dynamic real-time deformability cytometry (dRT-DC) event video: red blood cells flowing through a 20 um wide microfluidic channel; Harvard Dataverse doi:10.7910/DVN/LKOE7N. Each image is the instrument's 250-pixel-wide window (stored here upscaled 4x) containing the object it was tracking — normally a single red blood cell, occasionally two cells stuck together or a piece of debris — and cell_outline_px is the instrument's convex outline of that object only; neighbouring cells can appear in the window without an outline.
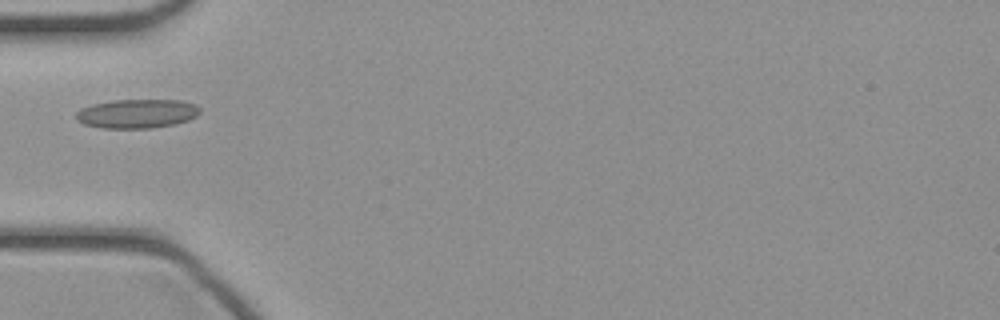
{"species": "common noctule bat (a hibernating species)", "species_latin": "Nyctalus noctula", "temperature_condition": "cold", "stored_images_in_passage": 32, "camera_frame_rate_fps": 3000, "um_per_image_px": 0.085, "animal": {"sex": "female", "body_mass_g": 21.9}, "frame": {"image": 1, "passage_image": 1, "time_ms": 0.0, "image_size_px": [1000, 320], "cell_outline_px": [[200, 112], [196, 116], [188, 120], [176, 124], [152, 128], [100, 128], [84, 124], [76, 120], [76, 112], [80, 108], [92, 104], [112, 100], [180, 100], [196, 104], [200, 108]], "centroid_in_image_um": [11.63, 9.66], "position_along_channel_um": 73.4, "area_um2": 21.15}}
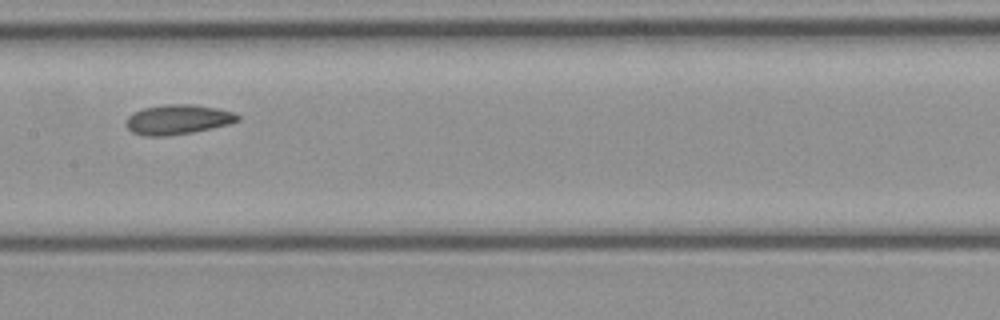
{"frame": {"image": 2, "passage_image": 9, "time_ms": 2.667, "image_size_px": [1000, 320], "cell_outline_px": [[240, 120], [228, 124], [212, 128], [192, 132], [164, 136], [144, 136], [132, 132], [124, 124], [128, 116], [144, 108], [164, 104], [192, 104], [216, 108], [232, 112], [240, 116]], "centroid_in_image_um": [15.1, 10.16], "position_along_channel_um": 192.3, "area_um2": 19.25}}
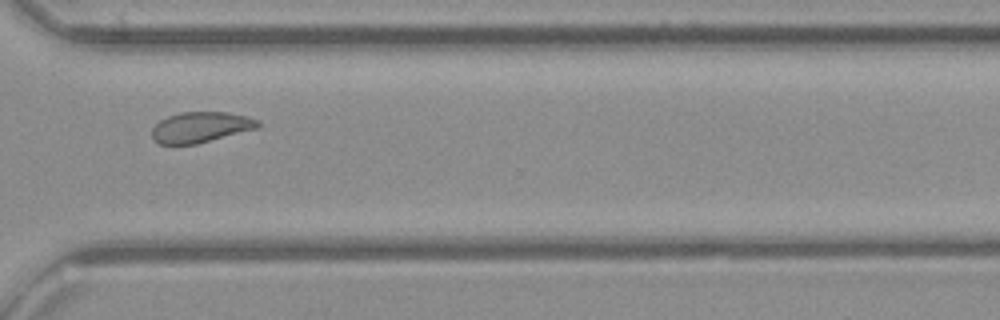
{"frame": {"image": 3, "passage_image": 20, "time_ms": 6.333, "image_size_px": [1000, 320], "cell_outline_px": [[260, 128], [196, 144], [160, 144], [152, 140], [152, 128], [160, 120], [168, 116], [180, 112], [228, 112], [248, 116], [260, 120]], "centroid_in_image_um": [17.09, 10.81], "position_along_channel_um": 353.5, "area_um2": 19.13}}